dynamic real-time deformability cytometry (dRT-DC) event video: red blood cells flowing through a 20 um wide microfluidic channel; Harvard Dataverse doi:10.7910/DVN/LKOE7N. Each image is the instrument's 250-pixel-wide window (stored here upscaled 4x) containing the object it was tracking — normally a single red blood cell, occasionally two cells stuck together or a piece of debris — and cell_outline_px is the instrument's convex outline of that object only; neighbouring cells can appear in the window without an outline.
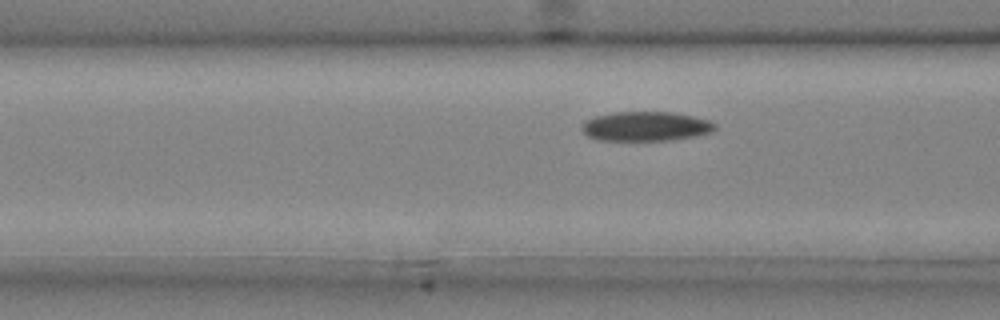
{"species": "common noctule bat (a hibernating species)", "species_latin": "Nyctalus noctula", "temperature_condition": "cold", "stored_images_in_passage": 4, "camera_frame_rate_fps": 3000, "um_per_image_px": 0.085, "animal": {"sex": "male", "body_mass_g": 20.4}, "frame": {"image": 1, "passage_image": 4, "time_ms": 1.0, "image_size_px": [1000, 320], "cell_outline_px": [[716, 128], [712, 132], [696, 136], [672, 140], [596, 140], [588, 136], [580, 128], [584, 120], [596, 116], [616, 112], [672, 112], [692, 116], [708, 120], [716, 124]], "centroid_in_image_um": [54.88, 10.74], "position_along_channel_um": 111.7, "area_um2": 22.89}}